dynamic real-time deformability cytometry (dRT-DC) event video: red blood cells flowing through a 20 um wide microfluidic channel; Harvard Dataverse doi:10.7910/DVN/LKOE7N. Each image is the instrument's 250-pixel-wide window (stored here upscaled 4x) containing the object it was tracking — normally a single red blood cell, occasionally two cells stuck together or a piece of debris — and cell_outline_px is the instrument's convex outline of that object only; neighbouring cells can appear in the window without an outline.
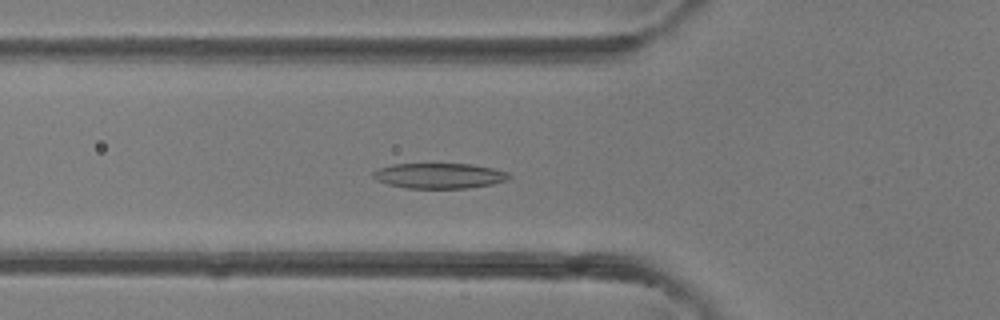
{"species": "common noctule bat (a hibernating species)", "species_latin": "Nyctalus noctula", "temperature_condition": "room temperature", "stored_images_in_passage": 41, "camera_frame_rate_fps": 3000, "um_per_image_px": 0.085, "animal": {"sex": "female"}, "frame": {"image": 1, "passage_image": 14, "time_ms": 4.333, "image_size_px": [1000, 320], "cell_outline_px": [[512, 176], [508, 180], [492, 184], [468, 188], [408, 188], [388, 184], [376, 180], [372, 176], [372, 172], [380, 168], [392, 164], [472, 164], [492, 168], [508, 172]], "centroid_in_image_um": [37.36, 14.94], "position_along_channel_um": 88.4, "area_um2": 20.06}}
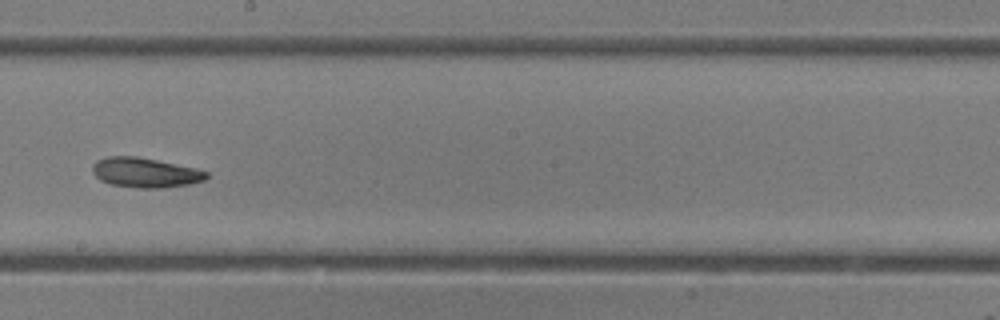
{"frame": {"image": 2, "passage_image": 23, "time_ms": 7.333, "image_size_px": [1000, 320], "cell_outline_px": [[208, 176], [204, 180], [188, 184], [164, 188], [140, 188], [108, 184], [100, 180], [92, 172], [92, 164], [96, 160], [108, 156], [136, 156], [196, 168], [208, 172]], "centroid_in_image_um": [12.31, 14.67], "position_along_channel_um": 235.9, "area_um2": 19.83}}
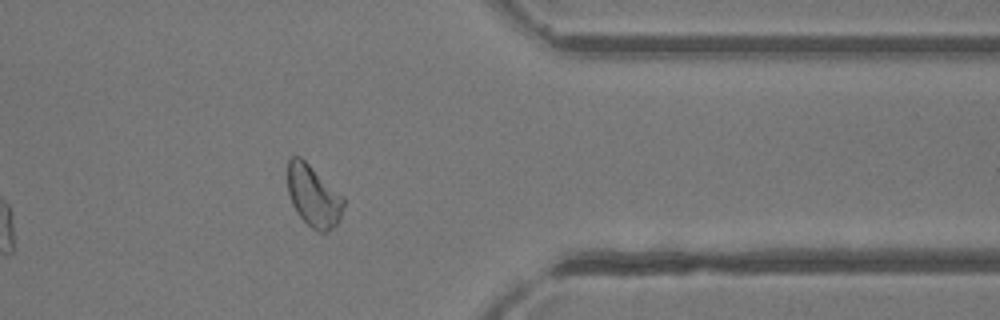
{"frame": {"image": 3, "passage_image": 33, "time_ms": 10.667, "image_size_px": [1000, 320], "cell_outline_px": [[344, 204], [340, 216], [336, 224], [332, 228], [324, 232], [320, 232], [312, 228], [296, 212], [292, 204], [288, 192], [288, 160], [292, 156], [300, 156], [344, 196]], "centroid_in_image_um": [26.64, 16.64], "position_along_channel_um": 384.8, "area_um2": 19.88}}